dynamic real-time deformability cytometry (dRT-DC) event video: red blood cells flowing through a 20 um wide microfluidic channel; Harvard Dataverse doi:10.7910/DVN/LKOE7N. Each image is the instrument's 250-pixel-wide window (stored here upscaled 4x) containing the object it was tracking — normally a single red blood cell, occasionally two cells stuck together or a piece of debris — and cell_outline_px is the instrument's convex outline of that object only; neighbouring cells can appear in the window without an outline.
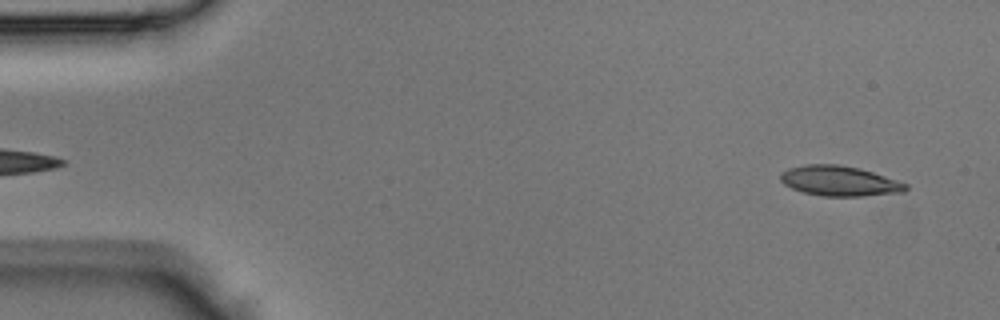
{"species": "Egyptian fruit bat (a non-hibernating species)", "species_latin": "Rousettus aegyptiacus", "temperature_condition": "room temperature", "stored_images_in_passage": 44, "camera_frame_rate_fps": 3000, "um_per_image_px": 0.085, "animal": {"sex": "male"}, "frame": {"image": 1, "passage_image": 3, "time_ms": 0.667, "image_size_px": [1000, 320], "cell_outline_px": [[908, 188], [904, 192], [864, 196], [824, 196], [804, 192], [792, 188], [784, 184], [780, 180], [780, 172], [788, 168], [808, 164], [836, 164], [856, 168], [872, 172], [908, 184]], "centroid_in_image_um": [71.33, 15.38], "position_along_channel_um": 13.7, "area_um2": 21.79}}
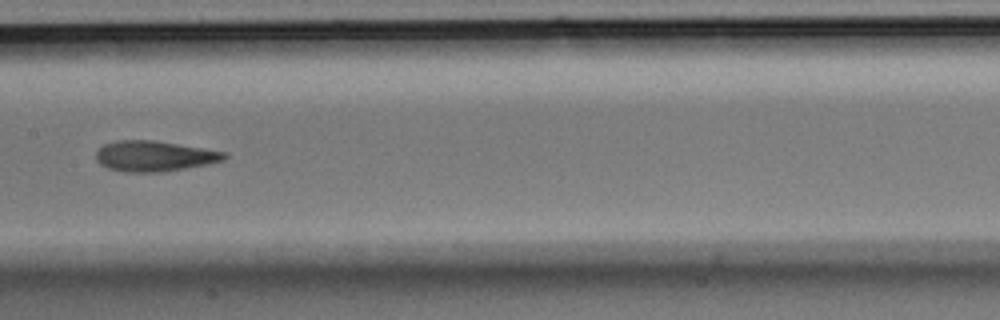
{"frame": {"image": 2, "passage_image": 22, "time_ms": 7.0, "image_size_px": [1000, 320], "cell_outline_px": [[228, 156], [224, 160], [208, 164], [164, 172], [128, 172], [108, 168], [100, 164], [96, 160], [96, 152], [104, 144], [116, 140], [152, 140], [228, 152]], "centroid_in_image_um": [13.13, 13.27], "position_along_channel_um": 194.3, "area_um2": 22.83}}
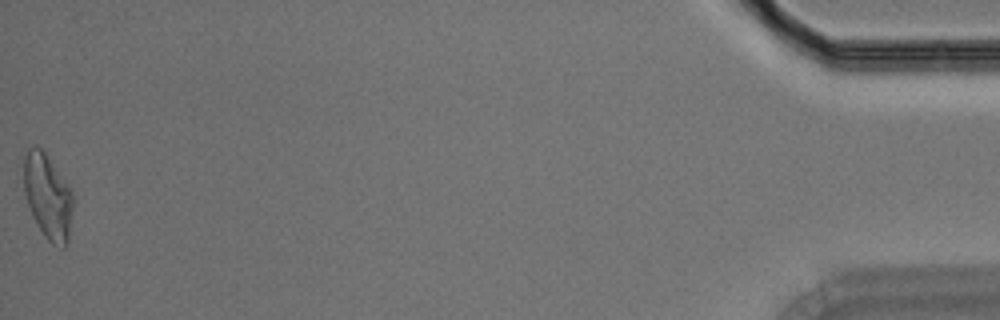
{"frame": {"image": 3, "passage_image": 44, "time_ms": 14.333, "image_size_px": [1000, 320], "cell_outline_px": [[72, 208], [68, 240], [64, 248], [60, 248], [52, 244], [44, 236], [32, 216], [24, 192], [20, 156], [28, 148], [36, 144], [44, 152], [68, 184], [72, 192]], "centroid_in_image_um": [3.99, 16.64], "position_along_channel_um": 431.2, "area_um2": 24.85}}